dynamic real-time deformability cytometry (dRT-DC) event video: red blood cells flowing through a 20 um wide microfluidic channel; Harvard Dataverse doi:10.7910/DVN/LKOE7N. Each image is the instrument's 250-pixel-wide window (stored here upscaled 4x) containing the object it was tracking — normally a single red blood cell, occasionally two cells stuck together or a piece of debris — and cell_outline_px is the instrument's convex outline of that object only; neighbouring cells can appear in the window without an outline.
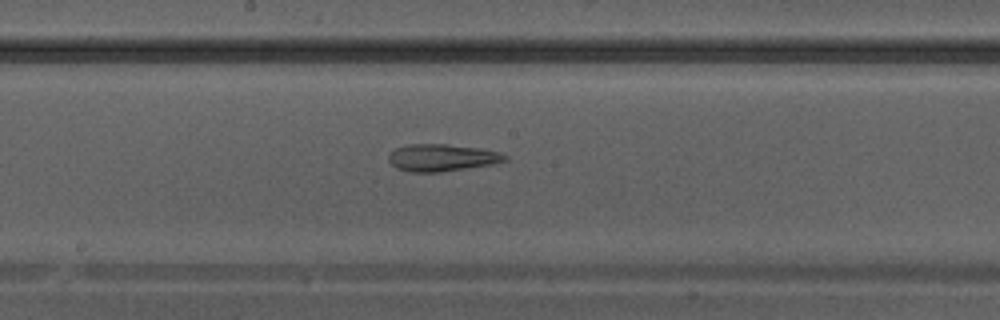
{"species": "Egyptian fruit bat (a non-hibernating species)", "species_latin": "Rousettus aegyptiacus", "temperature_condition": "warm", "stored_images_in_passage": 40, "camera_frame_rate_fps": 3000, "um_per_image_px": 0.085, "animal": {"sex": "male"}, "frame": {"image": 1, "passage_image": 21, "time_ms": 6.667, "image_size_px": [1000, 320], "cell_outline_px": [[508, 160], [492, 164], [440, 172], [408, 172], [396, 168], [388, 160], [388, 152], [396, 148], [412, 144], [444, 144], [480, 148], [500, 152], [508, 156]], "centroid_in_image_um": [37.54, 13.4], "position_along_channel_um": 210.7, "area_um2": 18.44}}
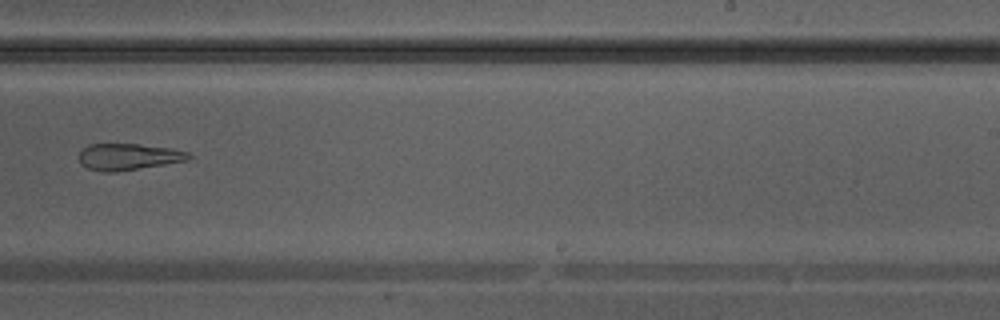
{"frame": {"image": 2, "passage_image": 25, "time_ms": 8.0, "image_size_px": [1000, 320], "cell_outline_px": [[192, 156], [188, 160], [116, 172], [104, 172], [88, 168], [80, 164], [80, 152], [88, 144], [136, 144], [172, 148], [188, 152]], "centroid_in_image_um": [10.91, 13.32], "position_along_channel_um": 278.1, "area_um2": 16.82}}
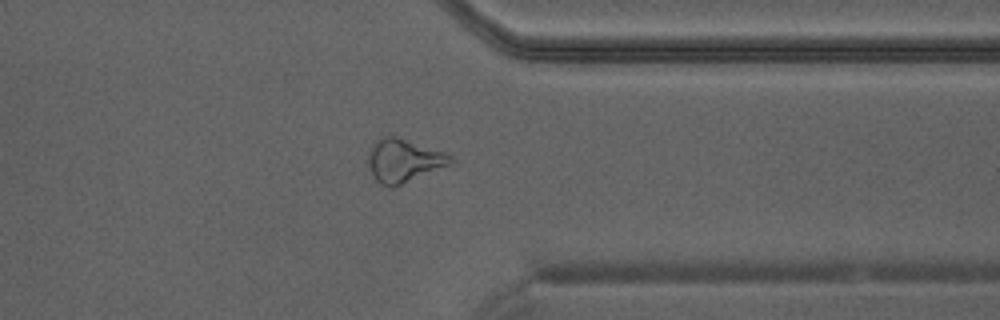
{"frame": {"image": 3, "passage_image": 31, "time_ms": 10.0, "image_size_px": [1000, 320], "cell_outline_px": [[456, 160], [452, 164], [400, 184], [380, 184], [372, 176], [368, 164], [368, 156], [372, 144], [376, 140], [384, 136], [396, 136], [444, 152], [452, 156]], "centroid_in_image_um": [34.32, 13.61], "position_along_channel_um": 377.1, "area_um2": 20.35}}